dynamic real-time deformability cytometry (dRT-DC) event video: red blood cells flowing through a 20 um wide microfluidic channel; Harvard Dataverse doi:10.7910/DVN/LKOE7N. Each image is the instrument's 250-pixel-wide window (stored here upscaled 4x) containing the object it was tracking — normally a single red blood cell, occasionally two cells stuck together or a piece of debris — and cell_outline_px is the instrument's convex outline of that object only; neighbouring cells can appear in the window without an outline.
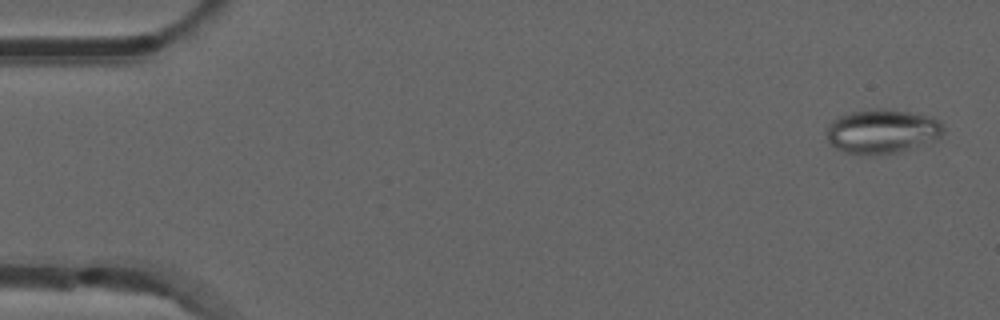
{"species": "common noctule bat (a hibernating species)", "species_latin": "Nyctalus noctula", "temperature_condition": "room temperature", "stored_images_in_passage": 52, "camera_frame_rate_fps": 3000, "um_per_image_px": 0.085, "animal": {"sex": "male", "forearm_length_mm": 52.5}, "frame": {"image": 1, "passage_image": 2, "time_ms": 0.333, "image_size_px": [1000, 320], "cell_outline_px": [[944, 132], [936, 140], [900, 152], [876, 156], [844, 152], [836, 148], [828, 140], [824, 132], [828, 124], [832, 120], [840, 116], [852, 112], [872, 108], [884, 108], [932, 116], [940, 120], [944, 128]], "centroid_in_image_um": [74.98, 11.17], "position_along_channel_um": 10.0, "area_um2": 30.63}}
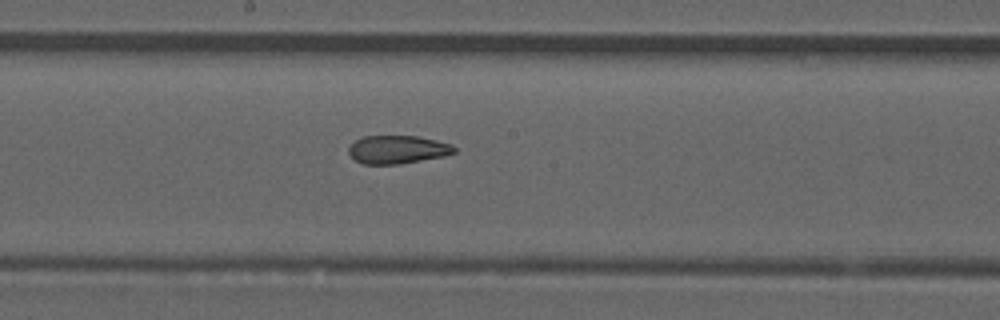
{"frame": {"image": 2, "passage_image": 28, "time_ms": 9.0, "image_size_px": [1000, 320], "cell_outline_px": [[456, 152], [444, 156], [400, 164], [364, 164], [356, 160], [348, 152], [348, 148], [356, 140], [364, 136], [416, 136], [436, 140], [452, 144], [456, 148]], "centroid_in_image_um": [33.81, 12.71], "position_along_channel_um": 214.4, "area_um2": 17.28}}
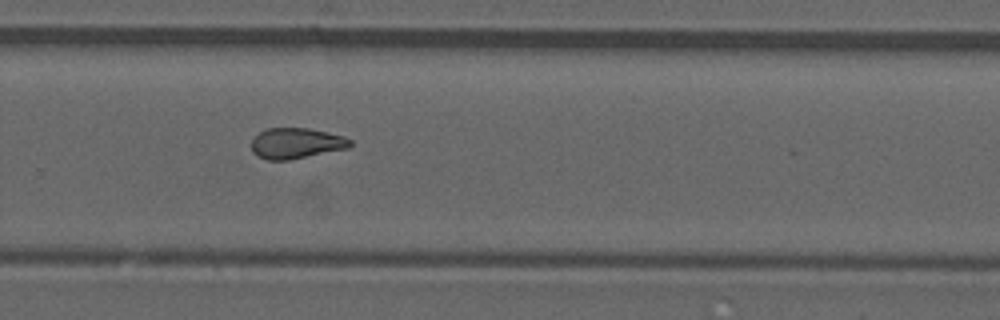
{"frame": {"image": 3, "passage_image": 35, "time_ms": 11.333, "image_size_px": [1000, 320], "cell_outline_px": [[352, 144], [348, 148], [288, 160], [268, 160], [256, 156], [252, 152], [252, 140], [260, 132], [268, 128], [308, 128], [328, 132], [344, 136], [352, 140]], "centroid_in_image_um": [25.18, 12.18], "position_along_channel_um": 304.6, "area_um2": 17.63}, "authors_computed_cell_mechanics": {"area_um2": 18.6694, "velocity_mm_per_s": 3.8881, "shape_relaxation_time_tau1_ms": null, "shape_relaxation_time_tau2_ms": 2.4167, "deformation_change_tau1": null, "deformation_change_tau2": 0.1002}}